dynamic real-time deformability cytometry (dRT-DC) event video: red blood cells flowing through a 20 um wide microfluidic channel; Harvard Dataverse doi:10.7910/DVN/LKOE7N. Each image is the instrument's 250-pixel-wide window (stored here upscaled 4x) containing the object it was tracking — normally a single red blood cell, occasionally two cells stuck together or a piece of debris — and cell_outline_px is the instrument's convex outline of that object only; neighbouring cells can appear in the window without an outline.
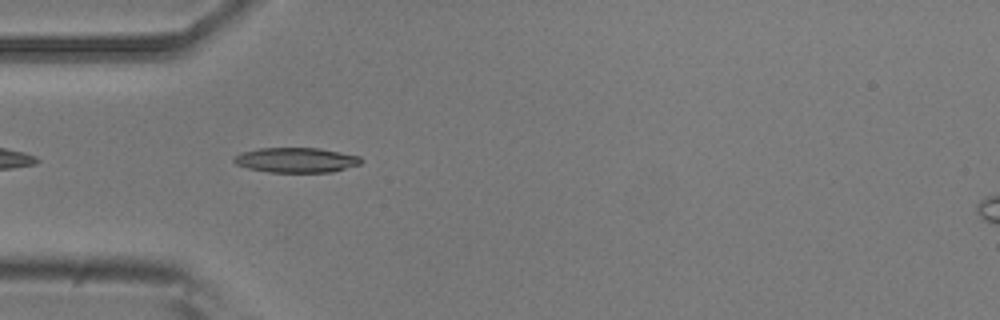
{"species": "common noctule bat (a hibernating species)", "species_latin": "Nyctalus noctula", "temperature_condition": "room temperature", "stored_images_in_passage": 37, "camera_frame_rate_fps": 3000, "um_per_image_px": 0.085, "animal": {"sex": "male", "body_mass_g": 20.5, "forearm_length_mm": 52.5}, "frame": {"image": 1, "passage_image": 3, "time_ms": 0.667, "image_size_px": [1000, 320], "cell_outline_px": [[364, 160], [360, 164], [332, 172], [268, 172], [248, 168], [236, 164], [232, 160], [236, 156], [244, 152], [260, 148], [320, 148], [360, 156]], "centroid_in_image_um": [25.21, 13.6], "position_along_channel_um": 59.8, "area_um2": 18.38}}
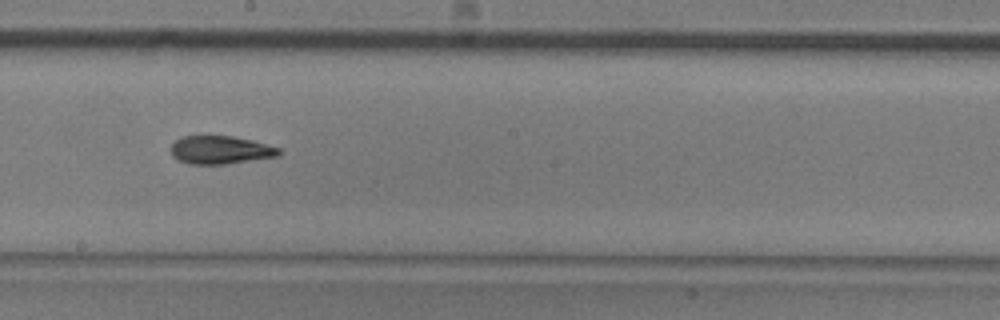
{"frame": {"image": 2, "passage_image": 16, "time_ms": 5.0, "image_size_px": [1000, 320], "cell_outline_px": [[280, 156], [224, 164], [188, 164], [172, 156], [172, 144], [180, 136], [232, 136], [252, 140], [280, 148]], "centroid_in_image_um": [18.74, 12.74], "position_along_channel_um": 229.5, "area_um2": 17.63}}
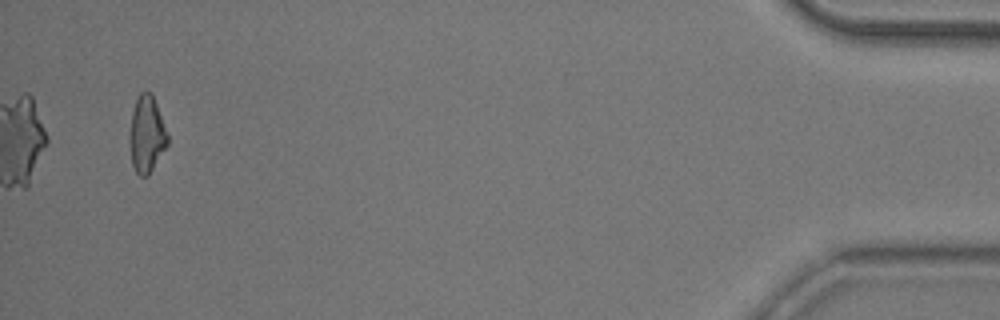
{"frame": {"image": 3, "passage_image": 37, "time_ms": 12.0, "image_size_px": [1000, 320], "cell_outline_px": [[168, 144], [148, 176], [140, 176], [136, 172], [132, 164], [128, 136], [132, 112], [136, 100], [140, 92], [152, 92], [168, 136]], "centroid_in_image_um": [12.45, 11.43], "position_along_channel_um": 422.8, "area_um2": 16.94}, "authors_computed_cell_mechanics": {"area_um2": 17.7446, "velocity_mm_per_s": 3.9404, "shape_relaxation_time_tau1_ms": 5.8864, "shape_relaxation_time_tau2_ms": 5.1642, "deformation_change_tau1": 0.1818, "deformation_change_tau2": 0.141}}